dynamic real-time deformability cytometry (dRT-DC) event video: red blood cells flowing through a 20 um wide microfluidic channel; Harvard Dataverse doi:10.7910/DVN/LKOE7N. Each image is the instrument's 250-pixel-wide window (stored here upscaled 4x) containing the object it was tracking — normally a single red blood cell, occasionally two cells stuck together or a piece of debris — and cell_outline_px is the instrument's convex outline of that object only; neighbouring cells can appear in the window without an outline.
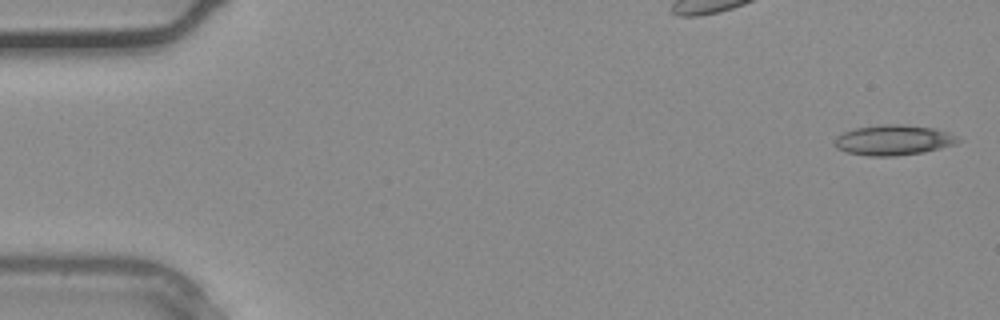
{"species": "common noctule bat (a hibernating species)", "species_latin": "Nyctalus noctula", "temperature_condition": "warm", "stored_images_in_passage": 17, "camera_frame_rate_fps": 3000, "um_per_image_px": 0.085, "animal": {"sex": "male", "body_mass_g": 20.4}, "frame": {"image": 1, "passage_image": 1, "time_ms": 0.0, "image_size_px": [1000, 320], "cell_outline_px": [[964, 140], [956, 144], [924, 152], [896, 156], [868, 156], [848, 152], [836, 148], [832, 144], [832, 140], [836, 136], [844, 132], [856, 128], [880, 124], [904, 124], [932, 128], [948, 132]], "centroid_in_image_um": [75.93, 11.91], "position_along_channel_um": 9.1, "area_um2": 22.02}}